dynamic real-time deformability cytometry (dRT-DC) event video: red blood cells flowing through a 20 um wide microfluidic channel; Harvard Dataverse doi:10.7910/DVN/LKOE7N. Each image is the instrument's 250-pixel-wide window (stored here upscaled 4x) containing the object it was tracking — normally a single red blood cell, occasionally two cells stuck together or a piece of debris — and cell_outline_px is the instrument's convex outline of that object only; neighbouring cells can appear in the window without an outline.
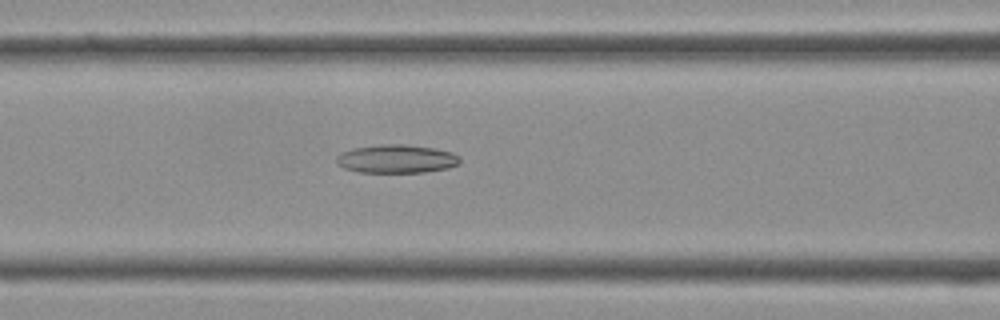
{"species": "Egyptian fruit bat (a non-hibernating species)", "species_latin": "Rousettus aegyptiacus", "temperature_condition": "cold", "stored_images_in_passage": 39, "camera_frame_rate_fps": 3000, "um_per_image_px": 0.085, "frame": {"image": 1, "passage_image": 16, "time_ms": 5.0, "image_size_px": [1000, 320], "cell_outline_px": [[460, 160], [456, 164], [448, 168], [424, 172], [360, 172], [344, 168], [336, 164], [336, 156], [340, 152], [352, 148], [380, 144], [404, 144], [436, 148], [452, 152], [460, 156]], "centroid_in_image_um": [33.67, 13.49], "position_along_channel_um": 132.9, "area_um2": 20.58}}
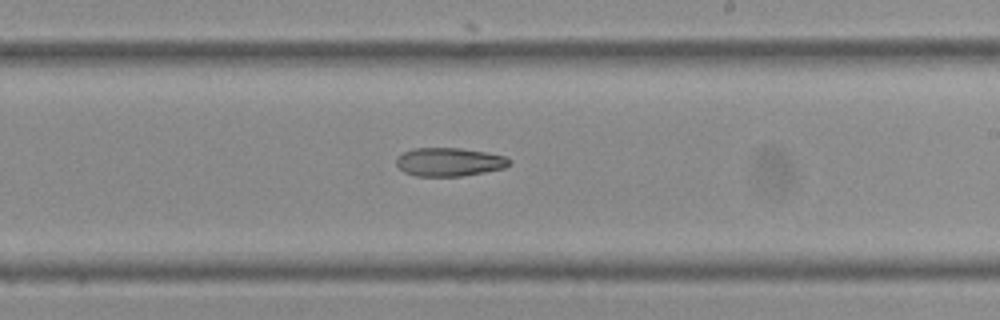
{"frame": {"image": 2, "passage_image": 23, "time_ms": 7.333, "image_size_px": [1000, 320], "cell_outline_px": [[512, 164], [504, 168], [484, 172], [460, 176], [416, 176], [404, 172], [396, 164], [396, 156], [412, 148], [460, 148], [488, 152], [504, 156], [512, 160]], "centroid_in_image_um": [38.19, 13.76], "position_along_channel_um": 250.8, "area_um2": 18.9}}
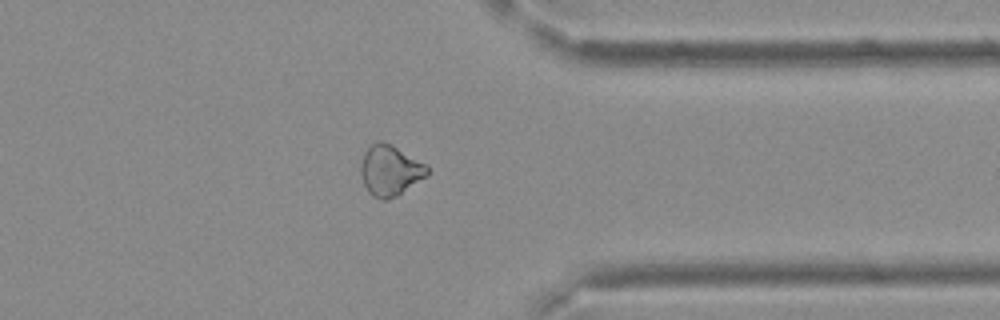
{"frame": {"image": 3, "passage_image": 31, "time_ms": 10.0, "image_size_px": [1000, 320], "cell_outline_px": [[428, 176], [396, 196], [388, 200], [380, 200], [372, 196], [368, 192], [364, 184], [360, 172], [360, 164], [364, 152], [376, 140], [380, 140], [392, 144], [428, 164]], "centroid_in_image_um": [33.17, 14.48], "position_along_channel_um": 378.2, "area_um2": 20.0}}